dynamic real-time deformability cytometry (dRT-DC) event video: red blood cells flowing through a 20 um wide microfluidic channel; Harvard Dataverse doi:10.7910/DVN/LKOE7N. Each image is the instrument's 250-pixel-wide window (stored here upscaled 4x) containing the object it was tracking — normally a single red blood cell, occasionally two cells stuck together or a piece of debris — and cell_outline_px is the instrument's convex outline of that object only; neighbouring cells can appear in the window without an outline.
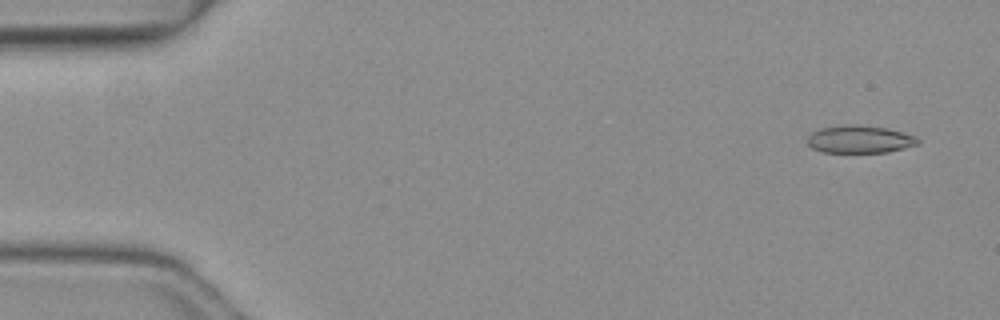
{"species": "common noctule bat (a hibernating species)", "species_latin": "Nyctalus noctula", "temperature_condition": "warm", "stored_images_in_passage": 4, "camera_frame_rate_fps": 3000, "um_per_image_px": 0.085, "animal": {"sex": "female", "body_mass_g": 19.3, "forearm_length_mm": 54.1}, "frame": {"image": 1, "passage_image": 1, "time_ms": 0.0, "image_size_px": [1000, 320], "cell_outline_px": [[920, 144], [888, 152], [824, 152], [812, 148], [808, 144], [808, 136], [812, 132], [820, 128], [844, 124], [860, 124], [888, 128], [916, 136], [920, 140]], "centroid_in_image_um": [73.1, 11.82], "position_along_channel_um": 11.9, "area_um2": 17.98}}